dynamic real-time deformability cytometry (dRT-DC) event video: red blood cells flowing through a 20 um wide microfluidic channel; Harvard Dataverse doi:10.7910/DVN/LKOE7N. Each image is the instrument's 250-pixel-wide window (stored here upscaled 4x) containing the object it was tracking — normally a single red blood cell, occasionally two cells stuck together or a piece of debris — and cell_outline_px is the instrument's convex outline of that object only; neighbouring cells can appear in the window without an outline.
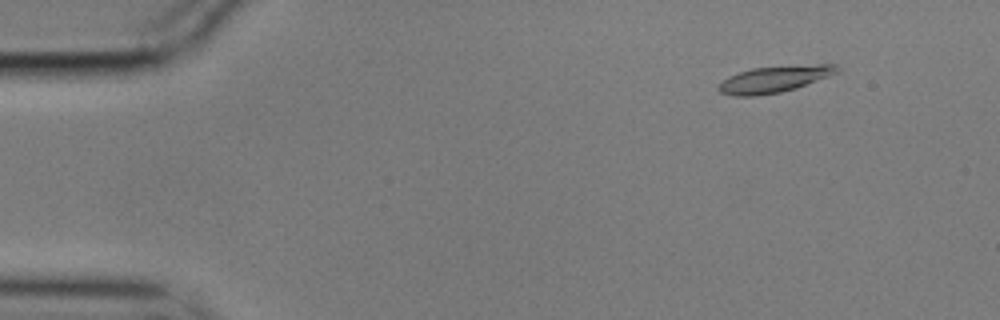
{"species": "common noctule bat (a hibernating species)", "species_latin": "Nyctalus noctula", "temperature_condition": "cold", "stored_images_in_passage": 58, "camera_frame_rate_fps": 3000, "um_per_image_px": 0.085, "animal": {"sex": "male", "body_mass_g": 17.9}, "frame": {"image": 1, "passage_image": 7, "time_ms": 2.0, "image_size_px": [1000, 320], "cell_outline_px": [[840, 68], [836, 72], [828, 76], [796, 88], [780, 92], [756, 96], [736, 96], [720, 92], [716, 88], [728, 76], [752, 68], [816, 64], [836, 64]], "centroid_in_image_um": [65.8, 6.73], "position_along_channel_um": 19.2, "area_um2": 18.03}}
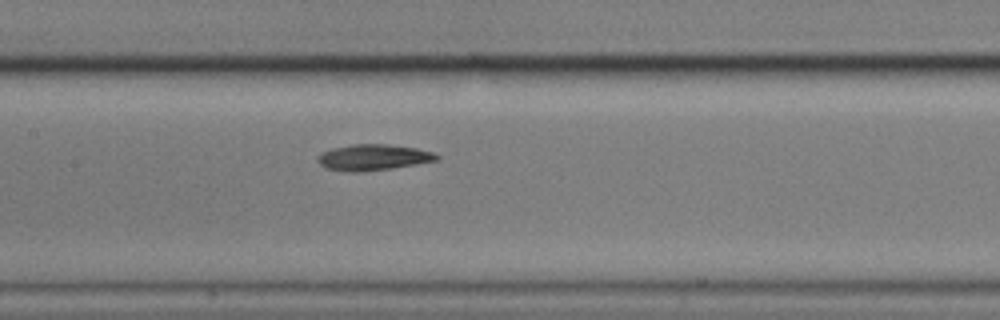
{"frame": {"image": 2, "passage_image": 28, "time_ms": 9.0, "image_size_px": [1000, 320], "cell_outline_px": [[440, 160], [392, 168], [360, 172], [352, 172], [324, 168], [316, 160], [320, 152], [332, 148], [352, 144], [388, 144], [416, 148], [432, 152], [440, 156]], "centroid_in_image_um": [31.7, 13.37], "position_along_channel_um": 175.7, "area_um2": 18.15}}
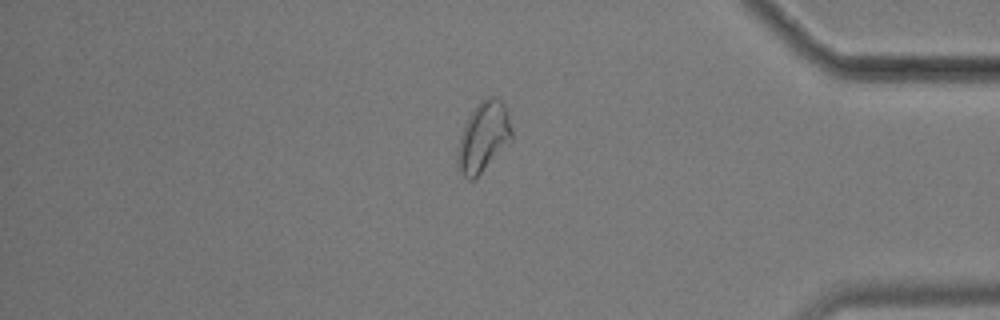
{"frame": {"image": 3, "passage_image": 49, "time_ms": 16.0, "image_size_px": [1000, 320], "cell_outline_px": [[512, 140], [472, 180], [468, 180], [460, 172], [456, 160], [456, 152], [460, 136], [468, 116], [480, 100], [488, 96], [496, 96], [508, 108], [512, 132]], "centroid_in_image_um": [41.09, 11.59], "position_along_channel_um": 394.1, "area_um2": 22.08}}